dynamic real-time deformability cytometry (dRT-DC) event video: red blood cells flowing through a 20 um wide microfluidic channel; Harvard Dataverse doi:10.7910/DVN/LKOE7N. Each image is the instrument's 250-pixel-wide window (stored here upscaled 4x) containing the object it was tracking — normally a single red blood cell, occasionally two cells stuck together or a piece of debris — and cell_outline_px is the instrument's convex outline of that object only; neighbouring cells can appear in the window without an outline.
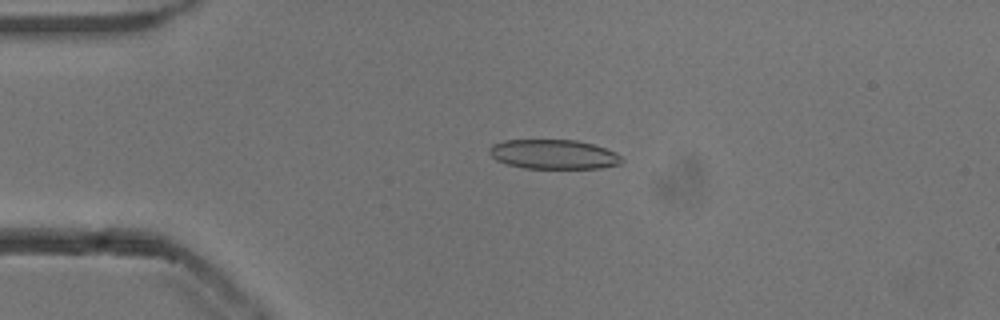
{"species": "common noctule bat (a hibernating species)", "species_latin": "Nyctalus noctula", "temperature_condition": "cold", "stored_images_in_passage": 21, "camera_frame_rate_fps": 3000, "um_per_image_px": 0.085, "animal": {"sex": "male", "body_mass_g": 13.3}, "frame": {"image": 1, "passage_image": 3, "time_ms": 0.667, "image_size_px": [1000, 320], "cell_outline_px": [[624, 160], [620, 164], [600, 168], [524, 168], [508, 164], [496, 160], [488, 152], [488, 148], [492, 144], [504, 140], [576, 140], [592, 144], [616, 152]], "centroid_in_image_um": [47.04, 13.11], "position_along_channel_um": 38.0, "area_um2": 22.72}}
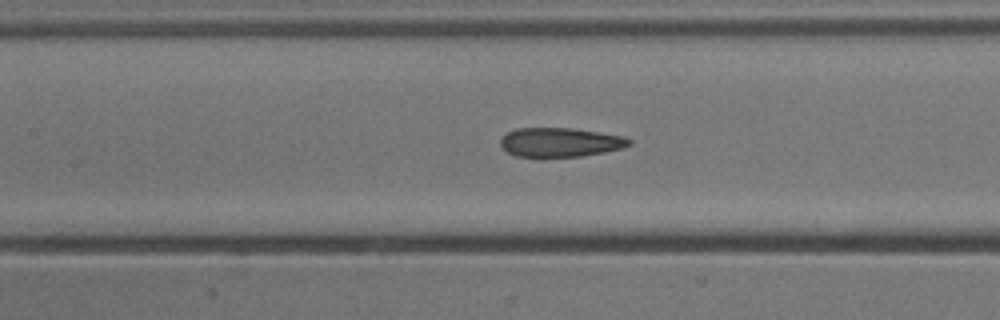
{"frame": {"image": 2, "passage_image": 15, "time_ms": 4.667, "image_size_px": [1000, 320], "cell_outline_px": [[632, 144], [620, 148], [604, 152], [580, 156], [540, 160], [516, 156], [508, 152], [500, 144], [500, 140], [508, 132], [516, 128], [572, 128], [624, 136], [632, 140]], "centroid_in_image_um": [47.58, 12.13], "position_along_channel_um": 159.8, "area_um2": 22.48}}
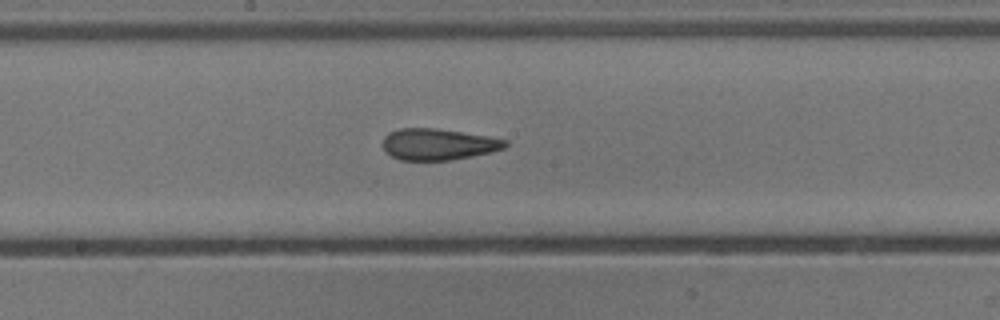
{"frame": {"image": 3, "passage_image": 19, "time_ms": 6.0, "image_size_px": [1000, 320], "cell_outline_px": [[508, 144], [504, 148], [492, 152], [472, 156], [448, 160], [400, 160], [392, 156], [384, 148], [384, 136], [388, 132], [400, 128], [436, 128], [488, 136], [508, 140]], "centroid_in_image_um": [37.27, 12.26], "position_along_channel_um": 210.9, "area_um2": 22.31}}